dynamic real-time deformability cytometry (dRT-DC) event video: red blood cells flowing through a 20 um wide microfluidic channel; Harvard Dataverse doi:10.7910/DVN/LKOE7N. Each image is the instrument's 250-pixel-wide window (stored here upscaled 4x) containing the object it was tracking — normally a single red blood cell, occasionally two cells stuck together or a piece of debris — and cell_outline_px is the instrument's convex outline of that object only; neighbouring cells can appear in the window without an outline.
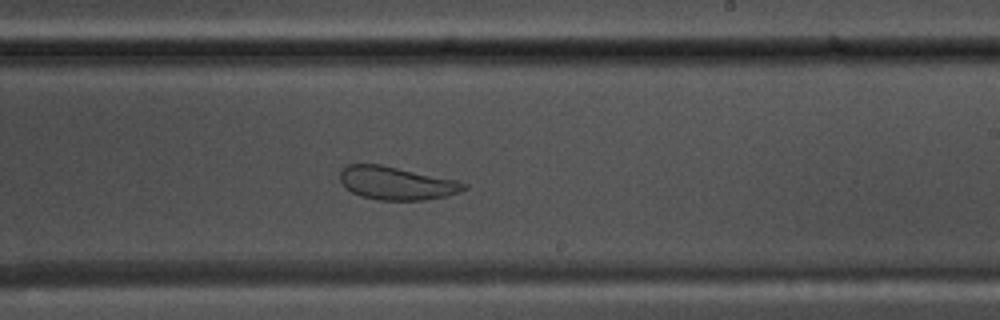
{"species": "common noctule bat (a hibernating species)", "species_latin": "Nyctalus noctula", "temperature_condition": "warm", "stored_images_in_passage": 42, "camera_frame_rate_fps": 3000, "um_per_image_px": 0.085, "animal": {"sex": "male", "body_mass_g": 17.5, "forearm_length_mm": 52.3}, "frame": {"image": 1, "passage_image": 24, "time_ms": 7.667, "image_size_px": [1000, 320], "cell_outline_px": [[468, 188], [460, 192], [444, 196], [424, 200], [380, 200], [360, 196], [352, 192], [340, 180], [340, 168], [348, 164], [380, 164], [460, 180], [468, 184]], "centroid_in_image_um": [33.74, 15.56], "position_along_channel_um": 255.3, "area_um2": 24.1}}
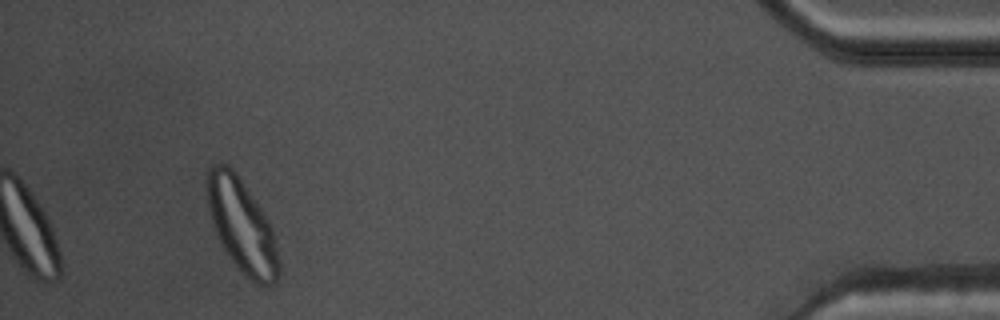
{"frame": {"image": 2, "passage_image": 42, "time_ms": 13.667, "image_size_px": [1000, 320], "cell_outline_px": [[280, 276], [272, 284], [256, 284], [244, 276], [232, 260], [224, 248], [212, 224], [208, 208], [208, 168], [216, 164], [228, 164], [236, 172], [268, 220], [272, 232], [276, 248], [280, 268]], "centroid_in_image_um": [20.56, 19.21], "position_along_channel_um": 414.6, "area_um2": 38.15}}